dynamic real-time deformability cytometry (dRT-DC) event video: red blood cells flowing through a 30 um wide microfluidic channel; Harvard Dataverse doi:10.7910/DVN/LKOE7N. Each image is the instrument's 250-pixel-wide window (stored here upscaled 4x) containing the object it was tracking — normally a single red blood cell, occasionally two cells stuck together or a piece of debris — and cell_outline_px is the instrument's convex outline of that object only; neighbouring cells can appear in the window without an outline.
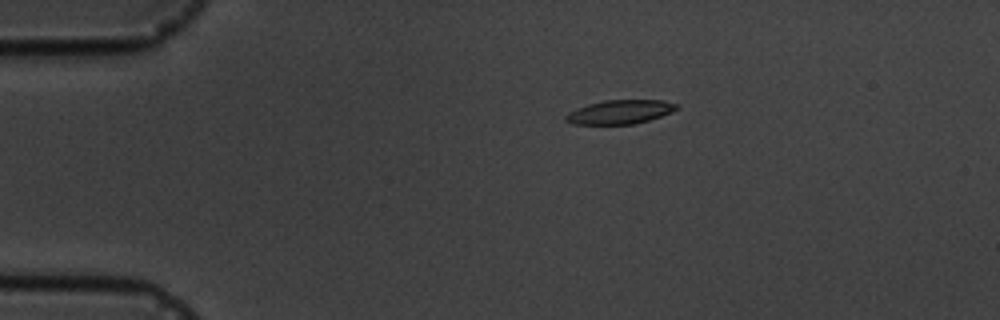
{"species": "common noctule bat (a hibernating species)", "species_latin": "Nyctalus noctula", "temperature_condition": "cold", "stored_images_in_passage": 6, "camera_frame_rate_fps": 3000, "um_per_image_px": 0.085, "animal": {"sex": "male", "body_mass_g": 19.5, "forearm_length_mm": 54.6}, "frame": {"image": 1, "passage_image": 6, "time_ms": 6.0, "image_size_px": [1000, 320], "cell_outline_px": [[680, 108], [672, 112], [648, 120], [632, 124], [572, 124], [564, 120], [564, 116], [568, 112], [576, 108], [588, 104], [604, 100], [664, 100], [680, 104]], "centroid_in_image_um": [52.7, 9.5], "position_along_channel_um": 32.3, "area_um2": 15.61}}